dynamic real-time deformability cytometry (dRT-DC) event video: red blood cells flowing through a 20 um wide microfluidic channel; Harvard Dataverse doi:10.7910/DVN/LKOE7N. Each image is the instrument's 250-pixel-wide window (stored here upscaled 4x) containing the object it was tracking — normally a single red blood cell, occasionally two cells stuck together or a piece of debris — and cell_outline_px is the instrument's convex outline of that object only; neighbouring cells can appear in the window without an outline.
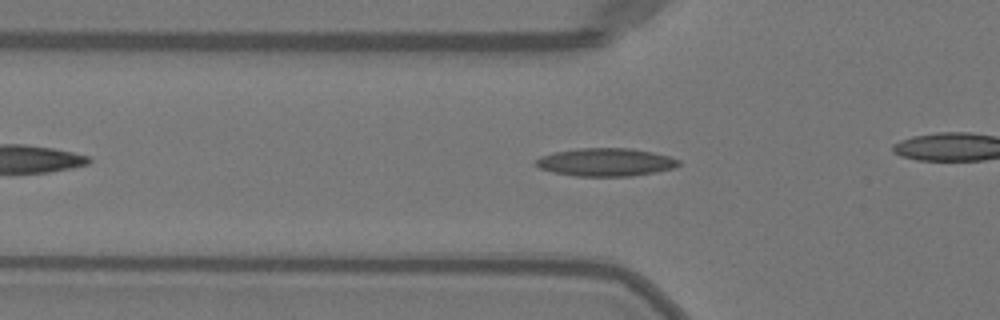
{"species": "Egyptian fruit bat (a non-hibernating species)", "species_latin": "Rousettus aegyptiacus", "temperature_condition": "warm", "stored_images_in_passage": 25, "camera_frame_rate_fps": 3000, "um_per_image_px": 0.085, "animal": {"sex": "female"}, "frame": {"image": 1, "passage_image": 8, "time_ms": 2.333, "image_size_px": [1000, 320], "cell_outline_px": [[680, 164], [676, 168], [656, 172], [632, 176], [576, 176], [552, 172], [540, 168], [532, 164], [540, 156], [556, 152], [580, 148], [632, 148], [652, 152], [668, 156], [680, 160]], "centroid_in_image_um": [51.49, 13.79], "position_along_channel_um": 74.3, "area_um2": 23.41}}
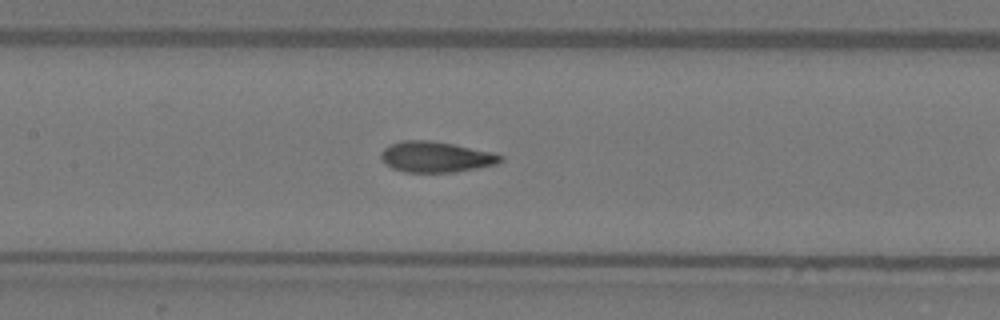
{"frame": {"image": 2, "passage_image": 15, "time_ms": 4.667, "image_size_px": [1000, 320], "cell_outline_px": [[504, 160], [496, 164], [480, 168], [452, 172], [404, 172], [392, 168], [384, 164], [380, 156], [380, 152], [388, 144], [404, 140], [428, 140], [452, 144], [492, 152], [504, 156]], "centroid_in_image_um": [37.03, 13.34], "position_along_channel_um": 170.4, "area_um2": 21.56}}
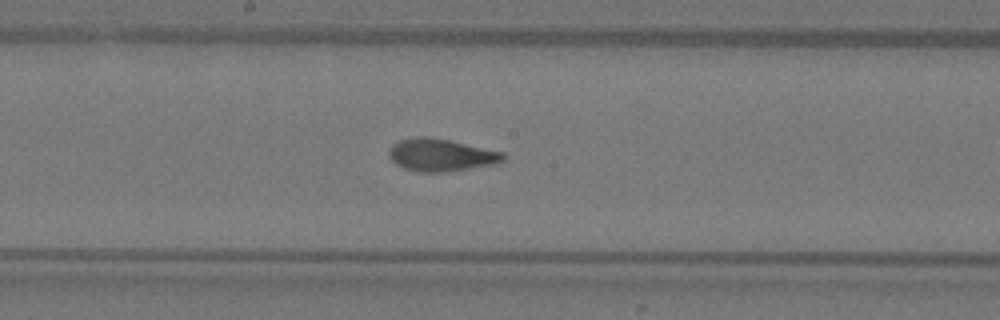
{"frame": {"image": 3, "passage_image": 18, "time_ms": 5.667, "image_size_px": [1000, 320], "cell_outline_px": [[504, 160], [496, 164], [448, 172], [420, 172], [404, 168], [396, 164], [388, 156], [388, 152], [392, 144], [400, 140], [416, 136], [424, 136], [448, 140], [504, 152]], "centroid_in_image_um": [37.47, 13.18], "position_along_channel_um": 210.7, "area_um2": 21.62}}